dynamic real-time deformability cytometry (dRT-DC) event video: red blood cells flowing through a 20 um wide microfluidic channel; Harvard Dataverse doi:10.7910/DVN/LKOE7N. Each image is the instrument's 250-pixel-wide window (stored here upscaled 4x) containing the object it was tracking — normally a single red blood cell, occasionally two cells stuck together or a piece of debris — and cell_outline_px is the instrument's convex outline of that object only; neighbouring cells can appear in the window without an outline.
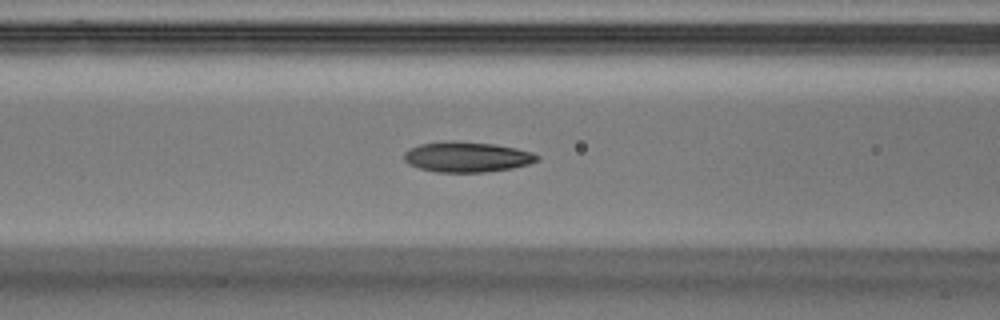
{"species": "Egyptian fruit bat (a non-hibernating species)", "species_latin": "Rousettus aegyptiacus", "temperature_condition": "warm", "stored_images_in_passage": 49, "camera_frame_rate_fps": 3000, "um_per_image_px": 0.085, "animal": {"sex": "male"}, "frame": {"image": 1, "passage_image": 19, "time_ms": 6.0, "image_size_px": [1000, 320], "cell_outline_px": [[540, 160], [528, 164], [512, 168], [484, 172], [436, 172], [420, 168], [408, 164], [404, 160], [404, 152], [408, 148], [420, 144], [448, 140], [492, 144], [516, 148], [532, 152], [540, 156]], "centroid_in_image_um": [39.67, 13.34], "position_along_channel_um": 126.9, "area_um2": 23.58}}
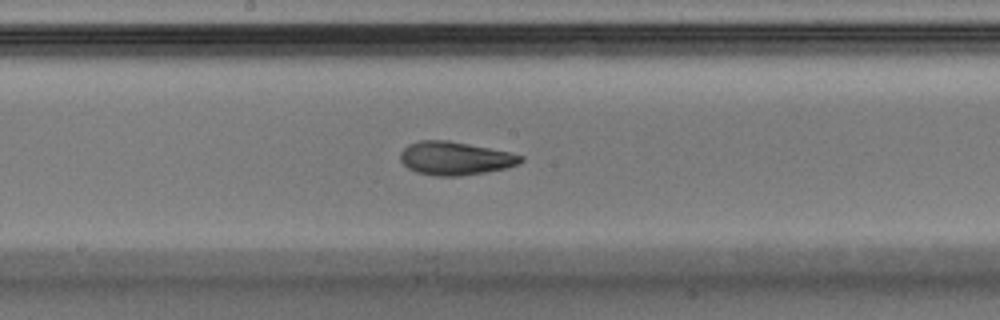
{"frame": {"image": 2, "passage_image": 25, "time_ms": 8.0, "image_size_px": [1000, 320], "cell_outline_px": [[524, 160], [520, 164], [508, 168], [460, 176], [436, 176], [416, 172], [408, 168], [400, 160], [400, 152], [408, 144], [420, 140], [448, 140], [508, 152], [524, 156]], "centroid_in_image_um": [38.68, 13.46], "position_along_channel_um": 209.5, "area_um2": 23.41}}
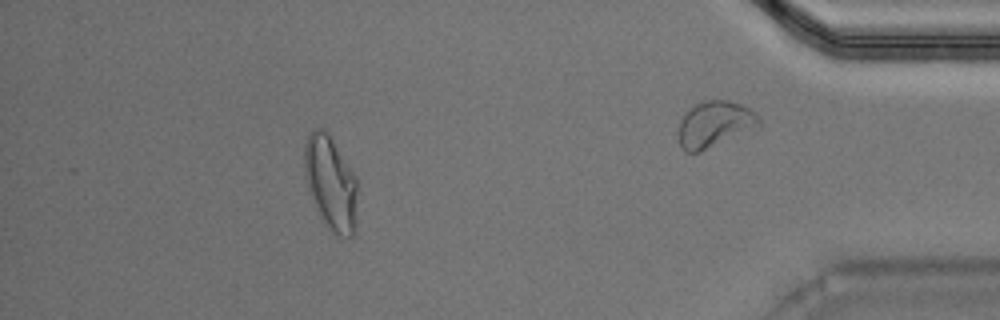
{"frame": {"image": 3, "passage_image": 43, "time_ms": 14.0, "image_size_px": [1000, 320], "cell_outline_px": [[356, 232], [352, 236], [340, 236], [332, 232], [324, 224], [316, 212], [308, 192], [304, 168], [304, 140], [308, 132], [316, 128], [324, 128], [328, 132], [356, 176]], "centroid_in_image_um": [28.08, 15.55], "position_along_channel_um": 407.1, "area_um2": 29.65}, "authors_computed_cell_mechanics": {"area_um2": 23.0044, "velocity_mm_per_s": 4.1227, "shape_relaxation_time_tau1_ms": 4.8089, "shape_relaxation_time_tau2_ms": 1.677, "deformation_change_tau1": 0.164, "deformation_change_tau2": 0.0805}}